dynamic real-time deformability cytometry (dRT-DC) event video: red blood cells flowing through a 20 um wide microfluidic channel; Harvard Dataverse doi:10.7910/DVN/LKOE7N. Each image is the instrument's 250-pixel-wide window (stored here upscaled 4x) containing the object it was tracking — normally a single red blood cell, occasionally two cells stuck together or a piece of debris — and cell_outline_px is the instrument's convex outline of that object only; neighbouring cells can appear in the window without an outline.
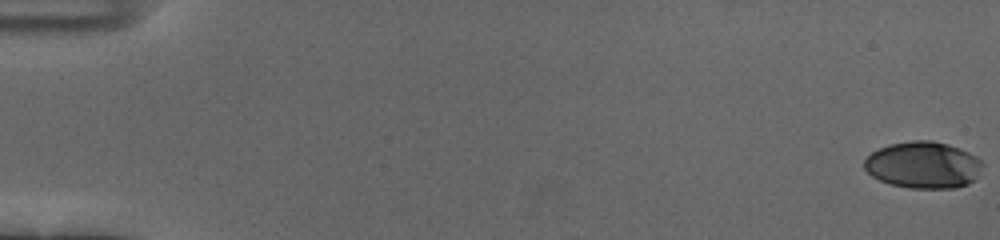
{"species": "human", "species_latin": "Homo sapiens", "temperature_condition": "cold", "stored_images_in_passage": 57, "camera_frame_rate_fps": 3000, "um_per_image_px": 0.085, "donor": {"sex": "female"}, "frame": {"image": 1, "passage_image": 1, "time_ms": 0.0, "image_size_px": [1000, 240], "cell_outline_px": [[984, 164], [976, 180], [968, 184], [956, 188], [908, 188], [892, 184], [880, 180], [872, 176], [864, 168], [864, 160], [872, 152], [888, 144], [912, 140], [932, 140], [948, 144], [960, 148], [976, 156]], "centroid_in_image_um": [78.5, 14.02], "position_along_channel_um": 6.5, "area_um2": 32.43}}
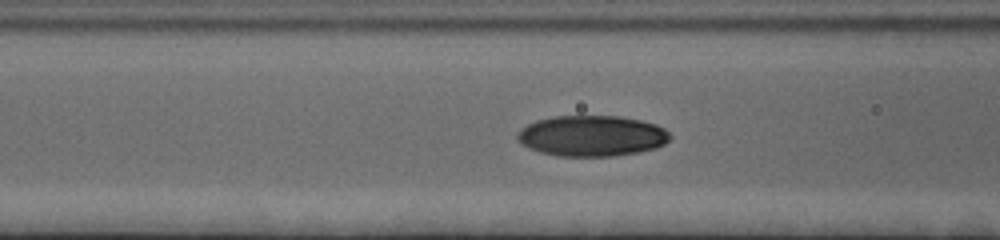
{"frame": {"image": 2, "passage_image": 24, "time_ms": 7.667, "image_size_px": [1000, 240], "cell_outline_px": [[672, 136], [664, 144], [656, 148], [636, 152], [612, 156], [560, 156], [540, 152], [528, 148], [516, 140], [516, 136], [528, 124], [536, 120], [552, 116], [620, 116], [640, 120], [656, 124], [664, 128]], "centroid_in_image_um": [50.31, 11.54], "position_along_channel_um": 116.3, "area_um2": 36.24}}
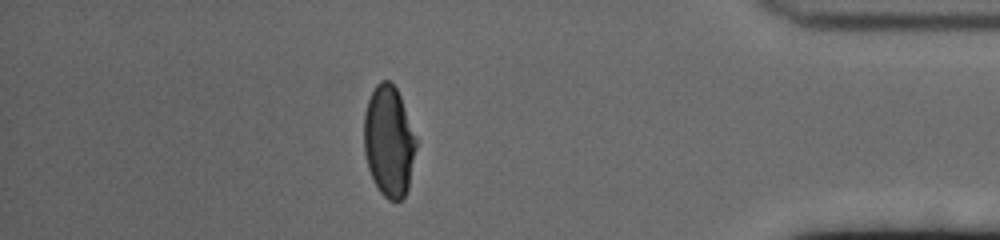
{"frame": {"image": 3, "passage_image": 50, "time_ms": 16.333, "image_size_px": [1000, 240], "cell_outline_px": [[416, 148], [408, 188], [404, 196], [400, 200], [388, 200], [380, 192], [372, 180], [368, 168], [364, 152], [364, 112], [368, 100], [376, 84], [380, 80], [388, 80], [396, 88], [400, 96], [416, 140]], "centroid_in_image_um": [33.03, 12.02], "position_along_channel_um": 402.2, "area_um2": 33.52}, "authors_computed_cell_mechanics": {"area_um2": 34.5644, "velocity_mm_per_s": 3.6967, "shape_relaxation_time_tau1_ms": 6.7353, "shape_relaxation_time_tau2_ms": 1.0646, "deformation_change_tau1": 0.2269, "deformation_change_tau2": 0.0447}}